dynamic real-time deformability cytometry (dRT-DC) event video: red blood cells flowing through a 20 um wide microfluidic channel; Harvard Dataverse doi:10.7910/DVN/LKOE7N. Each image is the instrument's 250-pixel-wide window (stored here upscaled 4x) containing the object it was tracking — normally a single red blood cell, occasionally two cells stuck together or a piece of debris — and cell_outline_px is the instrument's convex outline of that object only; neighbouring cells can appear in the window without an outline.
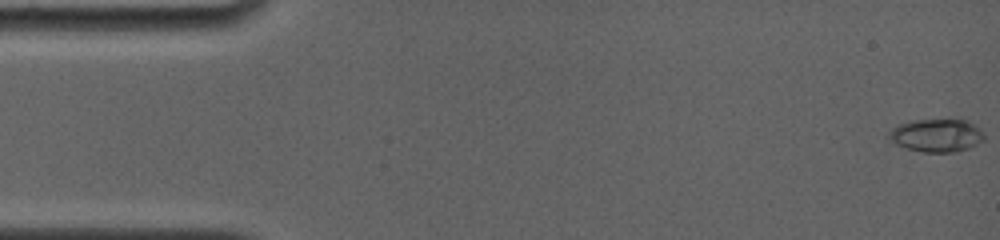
{"species": "common noctule bat (a hibernating species)", "species_latin": "Nyctalus noctula", "temperature_condition": "room temperature", "stored_images_in_passage": 25, "camera_frame_rate_fps": 4000, "um_per_image_px": 0.085, "animal": {"sex": "female", "body_mass_g": 19.0, "forearm_length_mm": 56.7}, "frame": {"image": 1, "passage_image": 1, "time_ms": 0.0, "image_size_px": [1000, 240], "cell_outline_px": [[984, 140], [968, 148], [956, 152], [924, 152], [892, 144], [888, 136], [888, 132], [892, 128], [900, 124], [912, 120], [960, 116], [968, 120], [980, 128], [984, 136]], "centroid_in_image_um": [79.63, 11.45], "position_along_channel_um": 5.4, "area_um2": 19.13}}
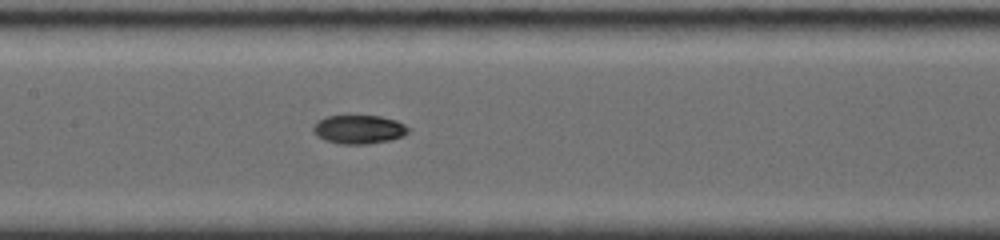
{"frame": {"image": 2, "passage_image": 16, "time_ms": 8.0, "image_size_px": [1000, 240], "cell_outline_px": [[408, 132], [400, 136], [388, 140], [368, 144], [340, 144], [324, 140], [316, 136], [312, 132], [312, 124], [328, 116], [380, 116], [396, 120], [404, 124], [408, 128]], "centroid_in_image_um": [30.44, 11.0], "position_along_channel_um": 177.0, "area_um2": 15.84}}
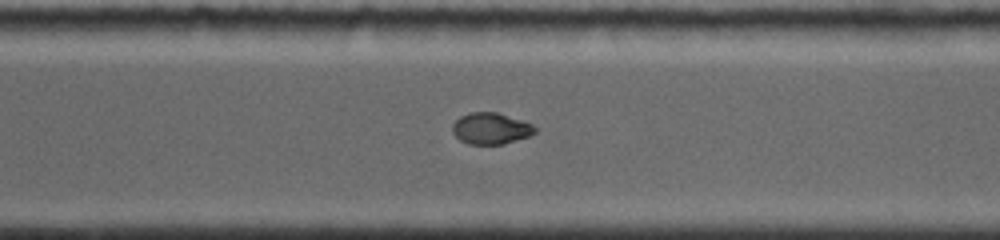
{"frame": {"image": 3, "passage_image": 25, "time_ms": 12.0, "image_size_px": [1000, 240], "cell_outline_px": [[540, 128], [536, 132], [528, 136], [504, 144], [468, 144], [460, 140], [452, 132], [452, 124], [460, 116], [468, 112], [496, 112], [524, 120]], "centroid_in_image_um": [41.74, 10.91], "position_along_channel_um": 328.9, "area_um2": 15.32}}